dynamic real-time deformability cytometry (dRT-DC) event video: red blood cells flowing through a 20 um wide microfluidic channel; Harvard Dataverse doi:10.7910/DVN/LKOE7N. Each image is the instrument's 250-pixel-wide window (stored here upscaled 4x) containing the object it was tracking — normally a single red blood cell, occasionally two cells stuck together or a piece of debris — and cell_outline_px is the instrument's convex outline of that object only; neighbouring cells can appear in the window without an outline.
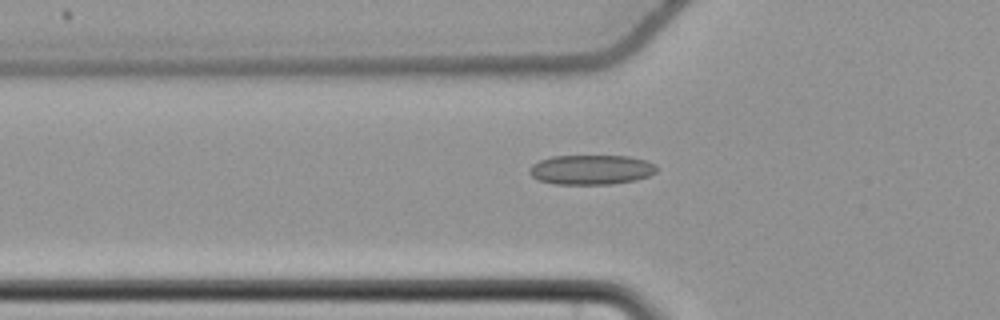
{"species": "common noctule bat (a hibernating species)", "species_latin": "Nyctalus noctula", "temperature_condition": "cold", "stored_images_in_passage": 57, "camera_frame_rate_fps": 3000, "um_per_image_px": 0.085, "animal": {"sex": "female", "body_mass_g": 22.7, "forearm_length_mm": 54.2}, "frame": {"image": 1, "passage_image": 20, "time_ms": 6.333, "image_size_px": [1000, 320], "cell_outline_px": [[660, 168], [656, 172], [648, 176], [636, 180], [612, 184], [556, 184], [540, 180], [532, 176], [528, 172], [528, 168], [532, 164], [540, 160], [552, 156], [628, 156], [644, 160], [656, 164]], "centroid_in_image_um": [50.27, 14.42], "position_along_channel_um": 75.5, "area_um2": 22.14}}
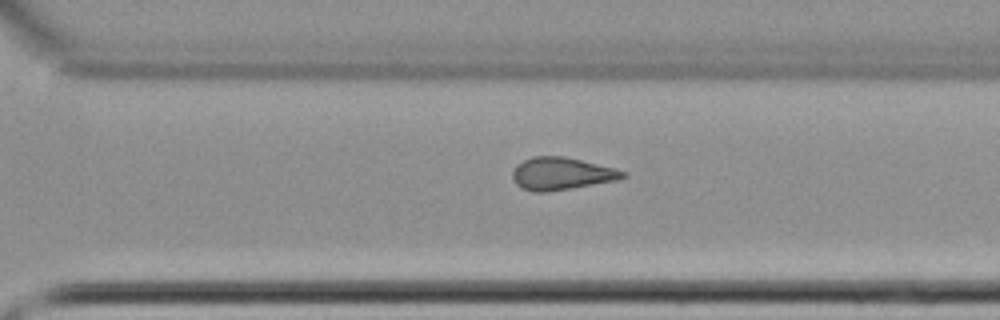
{"frame": {"image": 2, "passage_image": 40, "time_ms": 13.0, "image_size_px": [1000, 320], "cell_outline_px": [[628, 176], [616, 180], [548, 192], [532, 192], [516, 184], [512, 180], [512, 172], [516, 164], [532, 156], [564, 156], [616, 168], [628, 172]], "centroid_in_image_um": [47.72, 14.75], "position_along_channel_um": 322.9, "area_um2": 20.98}}
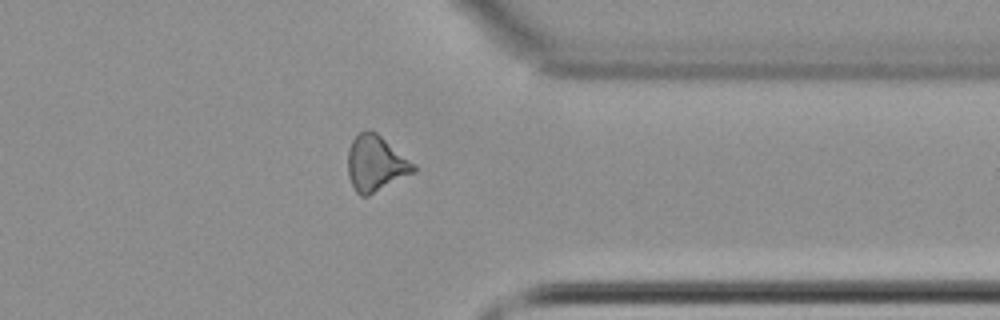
{"frame": {"image": 3, "passage_image": 45, "time_ms": 14.667, "image_size_px": [1000, 320], "cell_outline_px": [[416, 172], [368, 196], [360, 196], [356, 192], [348, 176], [348, 148], [352, 140], [360, 132], [368, 128], [376, 132], [416, 164]], "centroid_in_image_um": [31.94, 13.89], "position_along_channel_um": 379.5, "area_um2": 21.56}}